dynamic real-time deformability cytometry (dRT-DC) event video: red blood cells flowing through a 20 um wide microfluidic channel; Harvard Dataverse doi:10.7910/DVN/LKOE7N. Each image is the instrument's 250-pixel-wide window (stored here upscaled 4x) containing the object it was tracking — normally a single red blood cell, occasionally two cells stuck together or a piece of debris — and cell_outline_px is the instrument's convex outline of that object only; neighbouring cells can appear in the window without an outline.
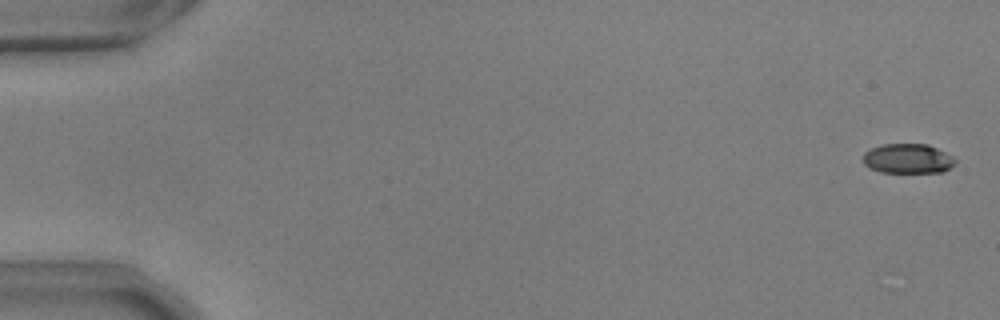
{"species": "common noctule bat (a hibernating species)", "species_latin": "Nyctalus noctula", "temperature_condition": "warm", "stored_images_in_passage": 54, "camera_frame_rate_fps": 3000, "um_per_image_px": 0.085, "animal": {"sex": "male", "body_mass_g": 17.9, "forearm_length_mm": 54.2}, "frame": {"image": 1, "passage_image": 2, "time_ms": 0.333, "image_size_px": [1000, 320], "cell_outline_px": [[956, 164], [944, 172], [880, 172], [868, 168], [864, 164], [864, 152], [872, 148], [884, 144], [928, 144], [952, 156], [956, 160]], "centroid_in_image_um": [77.17, 13.49], "position_along_channel_um": 7.8, "area_um2": 15.95}}
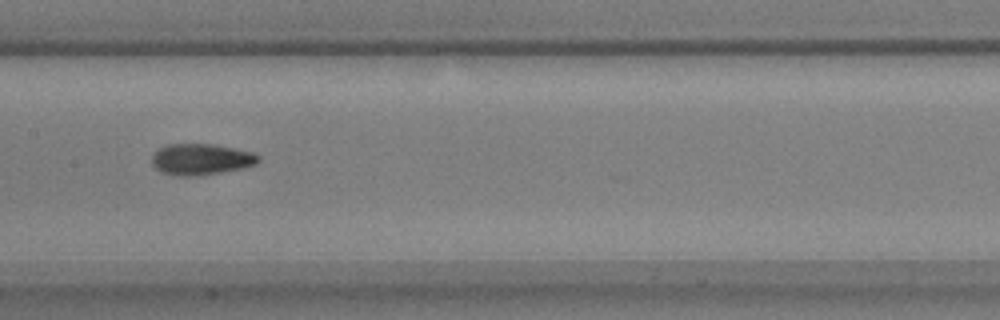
{"frame": {"image": 2, "passage_image": 29, "time_ms": 9.333, "image_size_px": [1000, 320], "cell_outline_px": [[260, 160], [256, 164], [244, 168], [220, 172], [192, 176], [184, 176], [160, 172], [152, 164], [152, 156], [160, 148], [168, 144], [216, 144], [252, 152], [260, 156]], "centroid_in_image_um": [17.12, 13.53], "position_along_channel_um": 190.3, "area_um2": 19.25}}
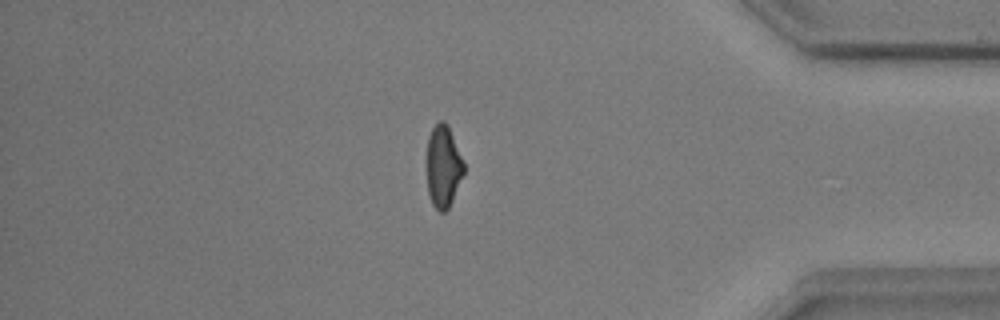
{"frame": {"image": 3, "passage_image": 48, "time_ms": 15.667, "image_size_px": [1000, 320], "cell_outline_px": [[464, 172], [452, 200], [448, 208], [444, 212], [440, 212], [432, 204], [428, 192], [424, 160], [428, 136], [432, 128], [440, 120], [444, 120], [448, 124], [464, 164]], "centroid_in_image_um": [37.62, 14.11], "position_along_channel_um": 397.6, "area_um2": 18.15}}